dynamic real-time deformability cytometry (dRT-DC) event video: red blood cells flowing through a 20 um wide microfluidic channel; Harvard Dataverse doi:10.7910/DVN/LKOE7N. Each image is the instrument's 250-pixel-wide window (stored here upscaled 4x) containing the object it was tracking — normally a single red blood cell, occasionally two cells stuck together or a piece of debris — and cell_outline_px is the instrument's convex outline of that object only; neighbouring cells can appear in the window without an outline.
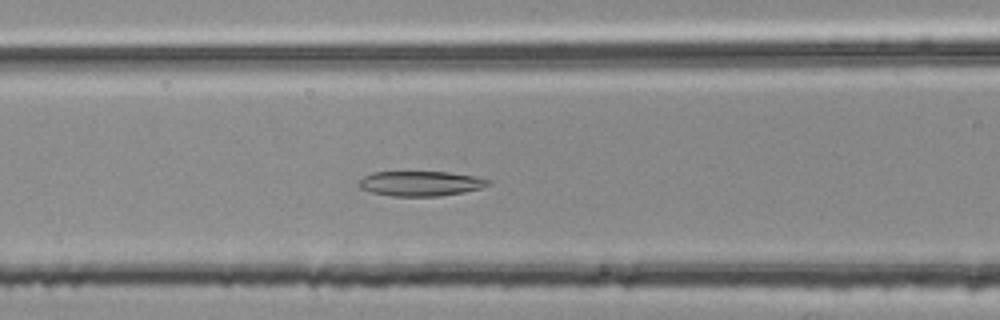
{"species": "common noctule bat (a hibernating species)", "species_latin": "Nyctalus noctula", "temperature_condition": "room temperature", "stored_images_in_passage": 50, "camera_frame_rate_fps": 3000, "um_per_image_px": 0.085, "animal": {"sex": "female", "body_mass_g": 25.1}, "frame": {"image": 1, "passage_image": 22, "time_ms": 7.0, "image_size_px": [1000, 320], "cell_outline_px": [[492, 184], [480, 188], [464, 192], [440, 196], [392, 196], [372, 192], [360, 188], [356, 184], [364, 176], [372, 172], [448, 172], [472, 176], [492, 180]], "centroid_in_image_um": [35.75, 15.6], "position_along_channel_um": 130.9, "area_um2": 18.79}}
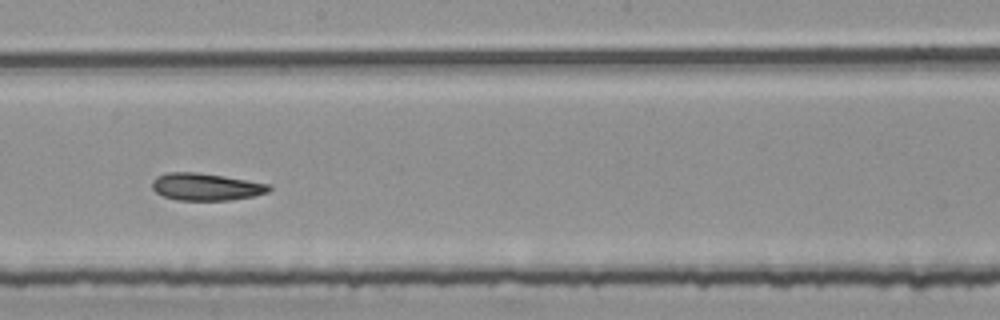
{"frame": {"image": 2, "passage_image": 30, "time_ms": 9.667, "image_size_px": [1000, 320], "cell_outline_px": [[272, 188], [268, 192], [252, 196], [228, 200], [176, 200], [164, 196], [156, 192], [152, 188], [152, 180], [156, 176], [168, 172], [196, 172], [224, 176], [272, 184]], "centroid_in_image_um": [17.51, 15.87], "position_along_channel_um": 230.7, "area_um2": 18.61}}
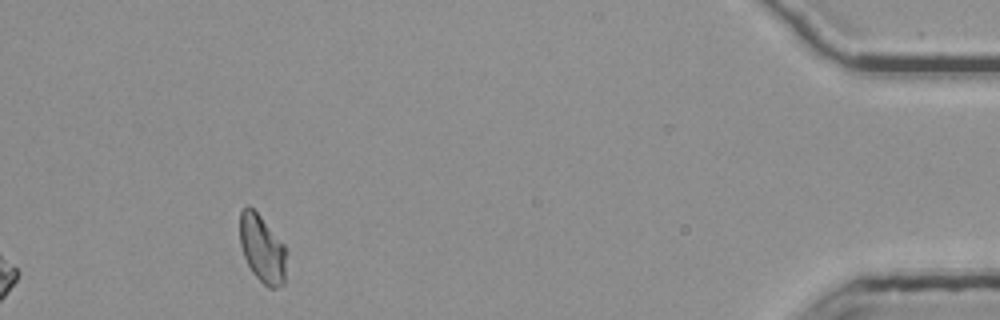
{"frame": {"image": 3, "passage_image": 50, "time_ms": 16.333, "image_size_px": [1000, 320], "cell_outline_px": [[284, 284], [276, 288], [268, 288], [252, 272], [244, 256], [240, 244], [240, 212], [248, 204], [260, 216], [284, 244]], "centroid_in_image_um": [22.26, 21.14], "position_along_channel_um": 412.9, "area_um2": 17.92}, "authors_computed_cell_mechanics": {"area_um2": 18.9873, "velocity_mm_per_s": 3.7456, "shape_relaxation_time_tau1_ms": null, "shape_relaxation_time_tau2_ms": 4.9584, "deformation_change_tau1": null, "deformation_change_tau2": 0.129}}